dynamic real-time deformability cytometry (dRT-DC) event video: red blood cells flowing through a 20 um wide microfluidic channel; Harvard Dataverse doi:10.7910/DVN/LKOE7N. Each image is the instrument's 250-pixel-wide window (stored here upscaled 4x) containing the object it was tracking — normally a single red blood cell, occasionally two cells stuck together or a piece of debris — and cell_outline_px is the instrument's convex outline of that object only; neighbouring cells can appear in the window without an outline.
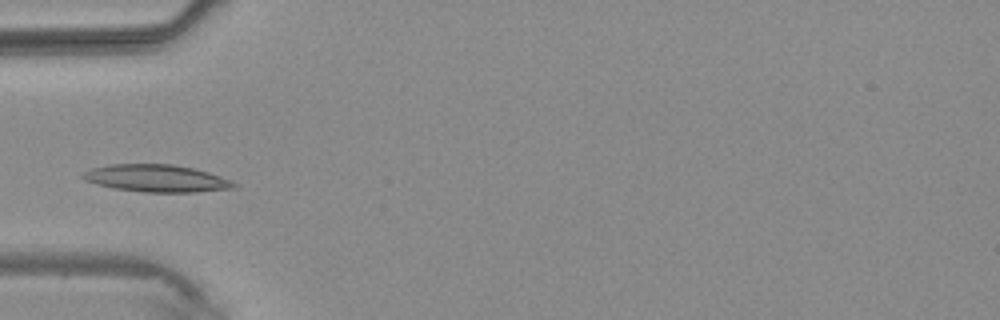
{"species": "common noctule bat (a hibernating species)", "species_latin": "Nyctalus noctula", "temperature_condition": "warm", "stored_images_in_passage": 3, "camera_frame_rate_fps": 3000, "um_per_image_px": 0.085, "animal": {"sex": "male", "body_mass_g": 20.4}, "frame": {"image": 1, "passage_image": 3, "time_ms": 2.333, "image_size_px": [1000, 320], "cell_outline_px": [[240, 184], [236, 188], [196, 192], [144, 192], [112, 188], [96, 184], [84, 180], [80, 176], [84, 172], [92, 168], [112, 164], [172, 164], [192, 168], [208, 172], [220, 176]], "centroid_in_image_um": [13.31, 15.16], "position_along_channel_um": 71.7, "area_um2": 24.1}}